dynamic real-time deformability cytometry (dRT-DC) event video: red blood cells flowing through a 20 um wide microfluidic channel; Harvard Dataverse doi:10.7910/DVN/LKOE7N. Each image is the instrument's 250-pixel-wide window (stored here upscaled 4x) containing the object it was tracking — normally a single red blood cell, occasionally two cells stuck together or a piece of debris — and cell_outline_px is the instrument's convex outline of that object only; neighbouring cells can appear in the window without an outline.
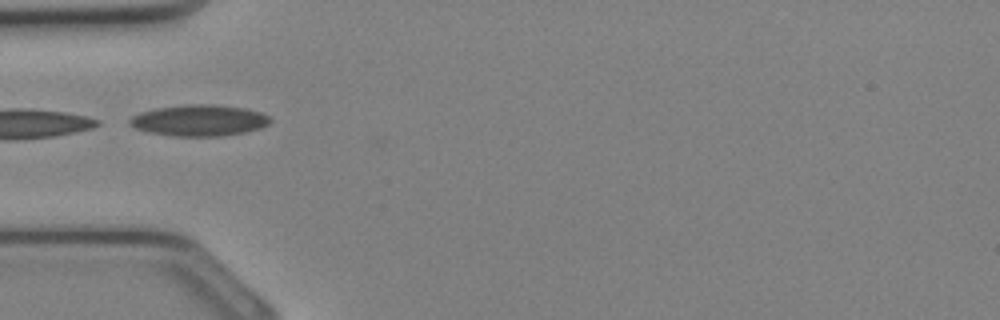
{"species": "Egyptian fruit bat (a non-hibernating species)", "species_latin": "Rousettus aegyptiacus", "temperature_condition": "cold", "stored_images_in_passage": 22, "camera_frame_rate_fps": 3000, "um_per_image_px": 0.085, "animal": {"sex": "female"}, "frame": {"image": 1, "passage_image": 1, "time_ms": 0.0, "image_size_px": [1000, 320], "cell_outline_px": [[272, 120], [268, 124], [260, 128], [244, 132], [220, 136], [172, 136], [148, 132], [136, 128], [128, 124], [128, 120], [132, 116], [140, 112], [156, 108], [188, 104], [208, 104], [244, 108], [260, 112], [268, 116]], "centroid_in_image_um": [16.9, 10.23], "position_along_channel_um": 68.1, "area_um2": 25.49}}